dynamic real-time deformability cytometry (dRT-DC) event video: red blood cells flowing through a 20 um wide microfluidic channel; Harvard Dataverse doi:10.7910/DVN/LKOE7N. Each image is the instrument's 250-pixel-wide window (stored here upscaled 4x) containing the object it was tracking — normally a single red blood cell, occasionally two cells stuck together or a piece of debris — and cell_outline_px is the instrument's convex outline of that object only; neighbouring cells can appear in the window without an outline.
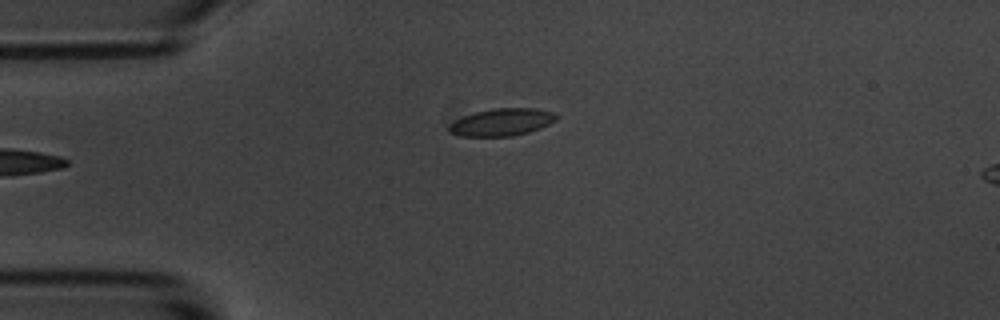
{"species": "common noctule bat (a hibernating species)", "species_latin": "Nyctalus noctula", "temperature_condition": "room temperature", "stored_images_in_passage": 5, "camera_frame_rate_fps": 3000, "um_per_image_px": 0.085, "animal": {"sex": "male", "body_mass_g": 20.1, "forearm_length_mm": 53.5}, "frame": {"image": 1, "passage_image": 5, "time_ms": 5.0, "image_size_px": [1000, 320], "cell_outline_px": [[560, 116], [556, 120], [540, 128], [528, 132], [512, 136], [460, 136], [448, 132], [448, 124], [464, 116], [476, 112], [492, 108], [536, 108], [556, 112]], "centroid_in_image_um": [42.68, 10.37], "position_along_channel_um": 42.3, "area_um2": 17.22}}